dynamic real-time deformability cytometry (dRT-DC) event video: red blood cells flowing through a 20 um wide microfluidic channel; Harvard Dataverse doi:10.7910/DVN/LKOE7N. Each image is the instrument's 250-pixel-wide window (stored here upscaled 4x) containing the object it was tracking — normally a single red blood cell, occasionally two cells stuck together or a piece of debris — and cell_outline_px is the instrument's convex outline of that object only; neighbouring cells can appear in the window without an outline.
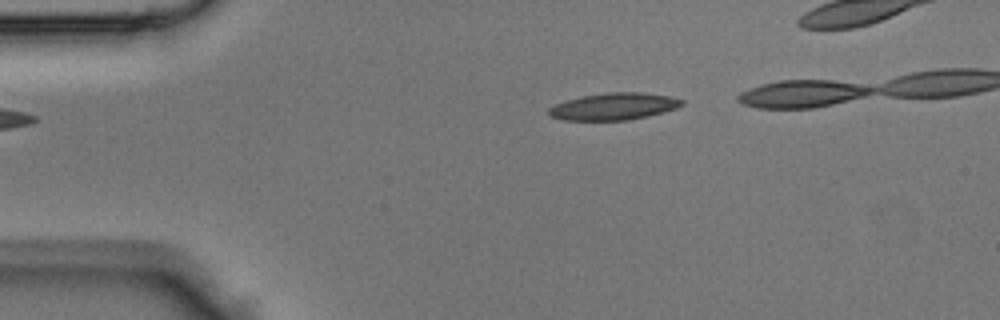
{"species": "Egyptian fruit bat (a non-hibernating species)", "species_latin": "Rousettus aegyptiacus", "temperature_condition": "room temperature", "stored_images_in_passage": 28, "camera_frame_rate_fps": 3000, "um_per_image_px": 0.085, "animal": {"sex": "male"}, "frame": {"image": 1, "passage_image": 1, "time_ms": 0.0, "image_size_px": [1000, 320], "cell_outline_px": [[684, 104], [676, 108], [648, 116], [628, 120], [564, 120], [548, 116], [548, 108], [556, 104], [580, 96], [608, 92], [640, 92], [672, 96], [684, 100]], "centroid_in_image_um": [52.18, 9.04], "position_along_channel_um": 32.8, "area_um2": 20.98}}
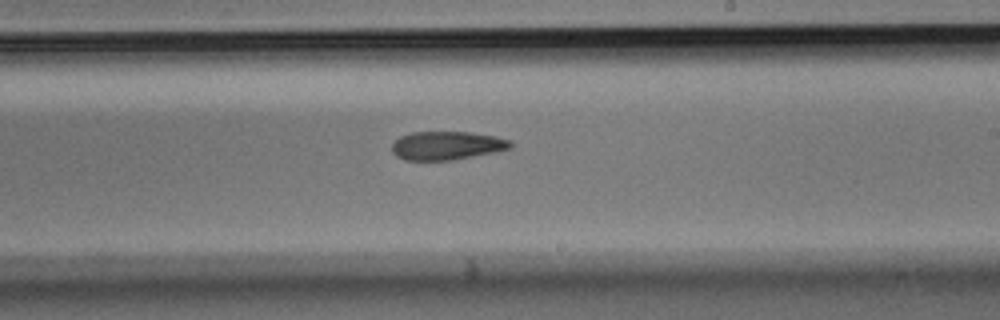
{"frame": {"image": 2, "passage_image": 18, "time_ms": 5.667, "image_size_px": [1000, 320], "cell_outline_px": [[512, 148], [496, 152], [452, 160], [404, 160], [396, 156], [392, 152], [392, 144], [400, 136], [412, 132], [468, 132], [496, 136], [512, 140]], "centroid_in_image_um": [38.0, 12.37], "position_along_channel_um": 251.0, "area_um2": 19.83}}
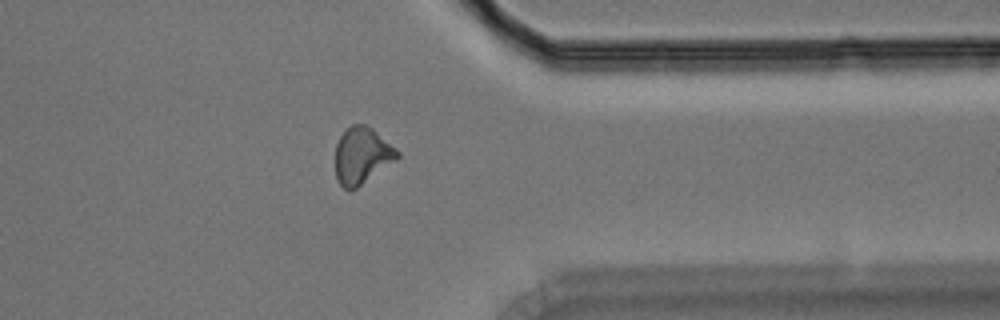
{"frame": {"image": 3, "passage_image": 27, "time_ms": 8.667, "image_size_px": [1000, 320], "cell_outline_px": [[400, 156], [396, 160], [356, 188], [348, 192], [336, 180], [336, 144], [340, 136], [352, 124], [364, 124], [372, 128], [396, 148], [400, 152]], "centroid_in_image_um": [30.76, 13.23], "position_along_channel_um": 380.6, "area_um2": 20.35}}